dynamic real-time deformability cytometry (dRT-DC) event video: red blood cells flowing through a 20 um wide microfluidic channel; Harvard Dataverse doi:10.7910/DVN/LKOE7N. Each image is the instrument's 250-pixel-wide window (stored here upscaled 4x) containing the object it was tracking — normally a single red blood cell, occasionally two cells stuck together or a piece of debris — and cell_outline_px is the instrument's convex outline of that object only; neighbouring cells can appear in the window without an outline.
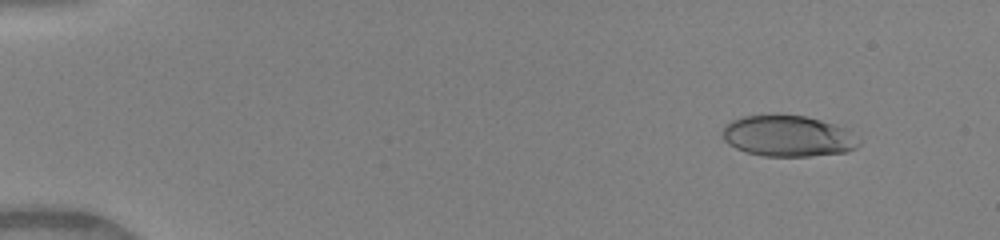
{"species": "human", "species_latin": "Homo sapiens", "temperature_condition": "warm", "stored_images_in_passage": 13, "camera_frame_rate_fps": 3000, "um_per_image_px": 0.085, "donor": {"sex": "female"}, "frame": {"image": 1, "passage_image": 4, "time_ms": 1.0, "image_size_px": [1000, 240], "cell_outline_px": [[860, 144], [856, 148], [848, 152], [808, 156], [764, 156], [744, 152], [728, 144], [720, 136], [724, 124], [740, 116], [776, 112], [804, 116], [852, 128], [860, 140]], "centroid_in_image_um": [66.98, 11.52], "position_along_channel_um": 18.0, "area_um2": 34.04}}
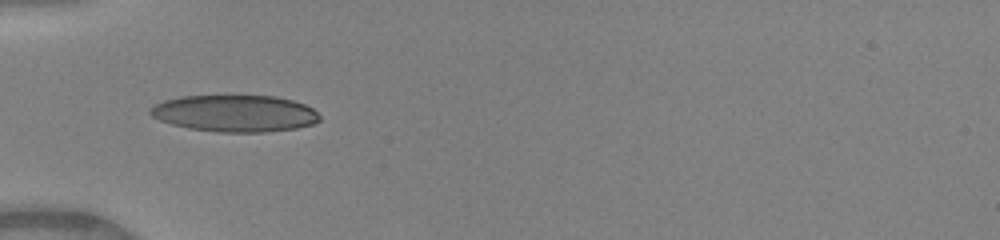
{"frame": {"image": 2, "passage_image": 10, "time_ms": 3.0, "image_size_px": [1000, 240], "cell_outline_px": [[320, 120], [312, 124], [296, 128], [264, 132], [216, 132], [188, 128], [172, 124], [160, 120], [152, 116], [148, 112], [148, 108], [164, 100], [184, 96], [276, 96], [292, 100], [304, 104], [312, 108], [320, 116]], "centroid_in_image_um": [19.95, 9.64], "position_along_channel_um": 65.1, "area_um2": 36.24}}